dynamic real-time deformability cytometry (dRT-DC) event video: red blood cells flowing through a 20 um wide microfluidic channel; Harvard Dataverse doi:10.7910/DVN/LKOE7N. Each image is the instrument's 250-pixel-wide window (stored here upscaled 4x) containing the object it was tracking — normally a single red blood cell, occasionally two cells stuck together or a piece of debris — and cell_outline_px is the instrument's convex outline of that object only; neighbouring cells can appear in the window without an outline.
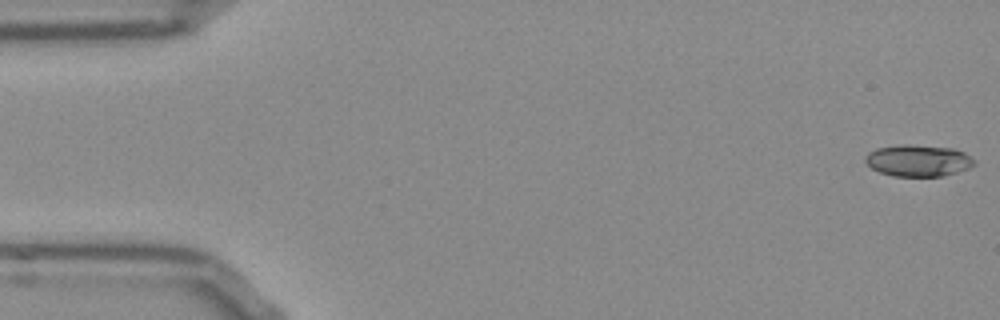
{"species": "Egyptian fruit bat (a non-hibernating species)", "species_latin": "Rousettus aegyptiacus", "temperature_condition": "room temperature", "stored_images_in_passage": 14, "camera_frame_rate_fps": 3000, "um_per_image_px": 0.085, "frame": {"image": 1, "passage_image": 1, "time_ms": 0.0, "image_size_px": [1000, 320], "cell_outline_px": [[976, 164], [968, 168], [956, 172], [940, 176], [892, 176], [880, 172], [872, 168], [864, 160], [864, 156], [868, 152], [876, 148], [904, 144], [952, 148], [964, 152], [976, 160]], "centroid_in_image_um": [78.04, 13.64], "position_along_channel_um": 7.0, "area_um2": 20.06}}
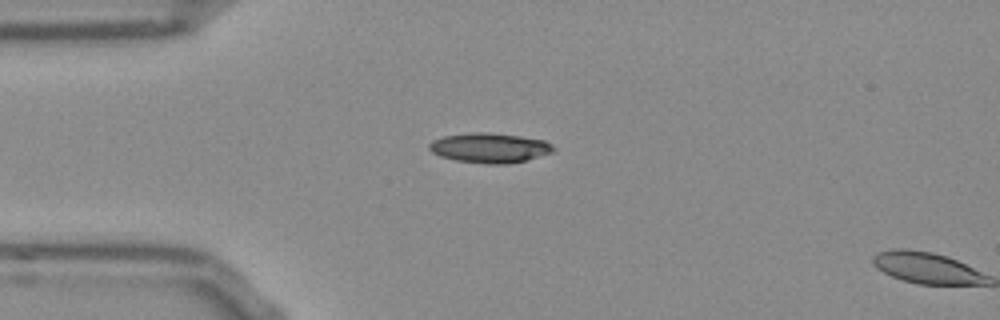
{"frame": {"image": 2, "passage_image": 13, "time_ms": 4.0, "image_size_px": [1000, 320], "cell_outline_px": [[556, 148], [552, 152], [524, 160], [504, 164], [488, 164], [456, 160], [440, 156], [432, 152], [428, 148], [428, 144], [432, 140], [444, 136], [476, 132], [488, 132], [520, 136], [544, 140], [552, 144]], "centroid_in_image_um": [41.6, 12.56], "position_along_channel_um": 43.4, "area_um2": 21.39}}